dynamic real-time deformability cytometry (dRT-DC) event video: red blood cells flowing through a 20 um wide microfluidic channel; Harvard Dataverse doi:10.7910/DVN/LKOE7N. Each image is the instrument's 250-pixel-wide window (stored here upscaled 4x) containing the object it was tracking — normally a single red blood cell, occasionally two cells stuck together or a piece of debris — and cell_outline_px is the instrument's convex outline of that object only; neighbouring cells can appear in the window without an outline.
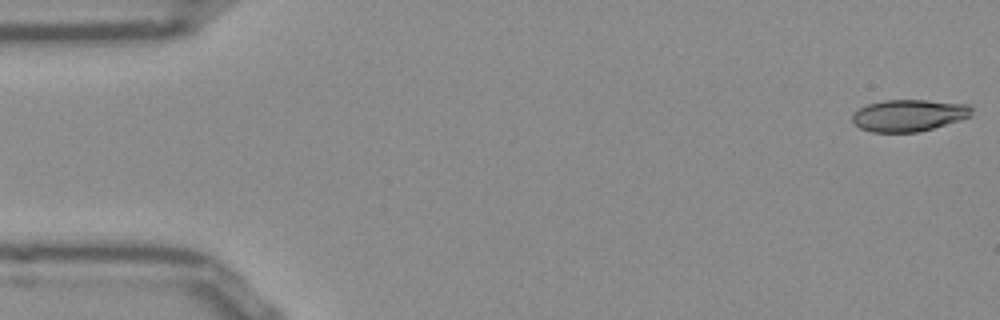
{"species": "Egyptian fruit bat (a non-hibernating species)", "species_latin": "Rousettus aegyptiacus", "temperature_condition": "room temperature", "stored_images_in_passage": 11, "camera_frame_rate_fps": 3000, "um_per_image_px": 0.085, "frame": {"image": 1, "passage_image": 1, "time_ms": 0.0, "image_size_px": [1000, 320], "cell_outline_px": [[972, 116], [960, 120], [932, 128], [916, 132], [872, 132], [860, 128], [852, 120], [852, 116], [860, 108], [868, 104], [884, 100], [924, 100], [968, 104], [972, 108]], "centroid_in_image_um": [77.27, 9.8], "position_along_channel_um": 7.7, "area_um2": 21.96}}